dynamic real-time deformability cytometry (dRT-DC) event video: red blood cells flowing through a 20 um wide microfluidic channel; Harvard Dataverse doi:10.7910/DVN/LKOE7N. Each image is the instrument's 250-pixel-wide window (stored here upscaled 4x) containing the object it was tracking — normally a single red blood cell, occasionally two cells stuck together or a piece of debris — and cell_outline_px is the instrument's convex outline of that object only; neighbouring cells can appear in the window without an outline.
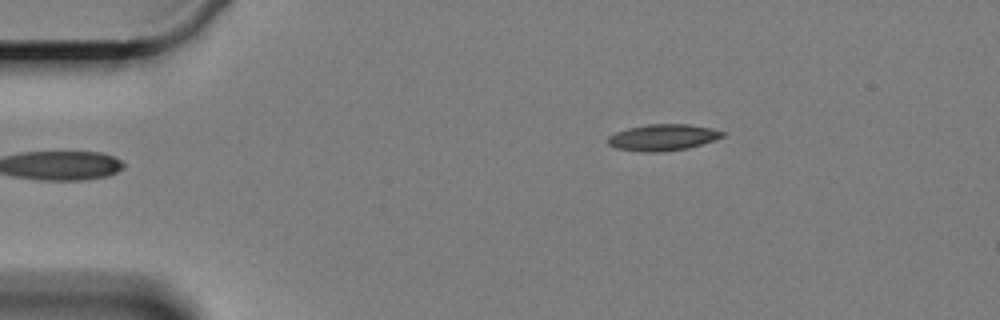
{"species": "Egyptian fruit bat (a non-hibernating species)", "species_latin": "Rousettus aegyptiacus", "temperature_condition": "cold", "stored_images_in_passage": 3, "camera_frame_rate_fps": 3000, "um_per_image_px": 0.085, "animal": {"sex": "female"}, "frame": {"image": 1, "passage_image": 3, "time_ms": 2.333, "image_size_px": [1000, 320], "cell_outline_px": [[724, 136], [688, 148], [660, 152], [644, 152], [616, 148], [608, 144], [608, 136], [616, 132], [628, 128], [648, 124], [688, 124], [712, 128], [724, 132]], "centroid_in_image_um": [56.32, 11.67], "position_along_channel_um": 28.7, "area_um2": 17.46}}